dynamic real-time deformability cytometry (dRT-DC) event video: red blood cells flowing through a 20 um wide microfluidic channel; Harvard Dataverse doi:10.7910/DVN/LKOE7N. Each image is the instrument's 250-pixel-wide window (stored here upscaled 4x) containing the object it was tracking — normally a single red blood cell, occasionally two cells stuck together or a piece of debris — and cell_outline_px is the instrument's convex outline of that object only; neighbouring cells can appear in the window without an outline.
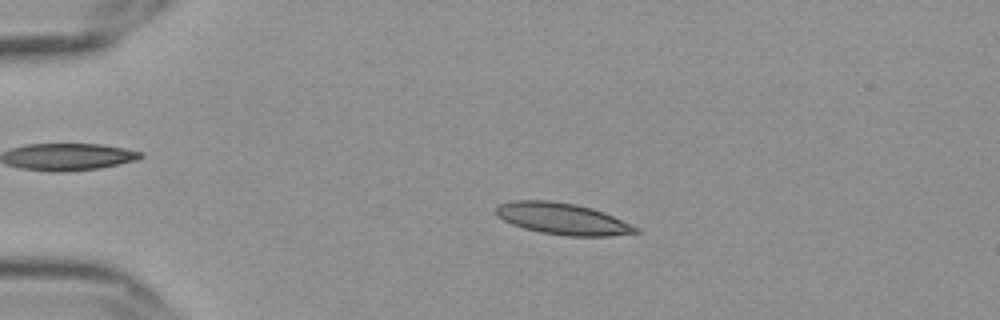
{"species": "Egyptian fruit bat (a non-hibernating species)", "species_latin": "Rousettus aegyptiacus", "temperature_condition": "cold", "stored_images_in_passage": 48, "camera_frame_rate_fps": 3000, "um_per_image_px": 0.085, "frame": {"image": 1, "passage_image": 4, "time_ms": 1.0, "image_size_px": [1000, 320], "cell_outline_px": [[640, 232], [608, 236], [568, 236], [540, 232], [524, 228], [512, 224], [496, 216], [496, 208], [500, 204], [512, 200], [552, 200], [576, 204], [592, 208], [604, 212], [640, 228]], "centroid_in_image_um": [47.82, 18.59], "position_along_channel_um": 37.2, "area_um2": 25.72}}
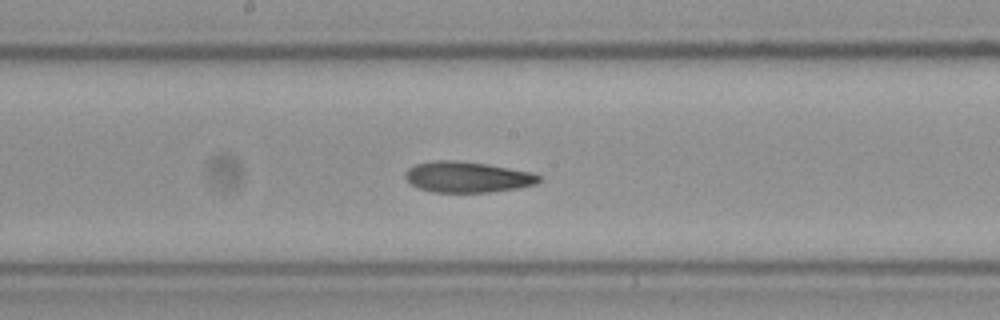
{"frame": {"image": 2, "passage_image": 22, "time_ms": 7.0, "image_size_px": [1000, 320], "cell_outline_px": [[540, 180], [536, 184], [516, 188], [492, 192], [432, 192], [416, 188], [404, 176], [404, 172], [408, 168], [416, 164], [432, 160], [456, 160], [488, 164], [532, 172], [540, 176]], "centroid_in_image_um": [39.69, 15.04], "position_along_channel_um": 208.5, "area_um2": 24.16}}
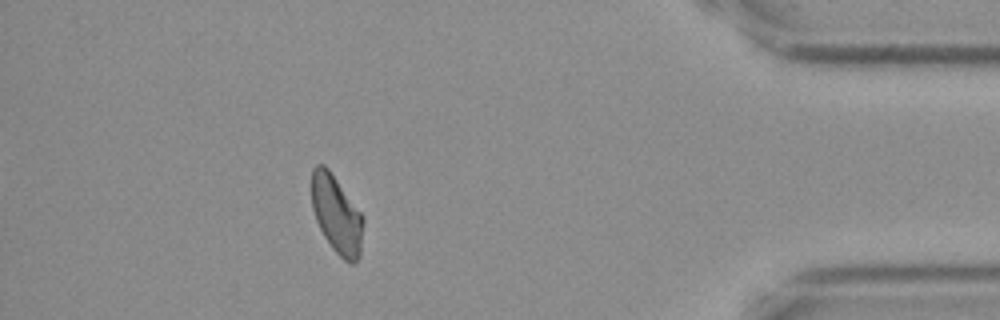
{"frame": {"image": 3, "passage_image": 42, "time_ms": 13.667, "image_size_px": [1000, 320], "cell_outline_px": [[364, 224], [360, 256], [352, 264], [348, 264], [332, 248], [324, 236], [316, 220], [312, 208], [312, 168], [316, 164], [324, 164], [328, 168], [360, 212], [364, 220]], "centroid_in_image_um": [28.61, 18.25], "position_along_channel_um": 406.6, "area_um2": 23.29}, "authors_computed_cell_mechanics": {"area_um2": 24.3338, "velocity_mm_per_s": 3.611, "shape_relaxation_time_tau1_ms": 8.7625, "shape_relaxation_time_tau2_ms": 3.9586, "deformation_change_tau1": 0.1817, "deformation_change_tau2": 0.1065}}